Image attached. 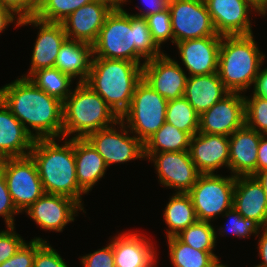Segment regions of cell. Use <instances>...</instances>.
<instances>
[{"label": "cell", "instance_id": "ba28073f", "mask_svg": "<svg viewBox=\"0 0 267 267\" xmlns=\"http://www.w3.org/2000/svg\"><path fill=\"white\" fill-rule=\"evenodd\" d=\"M235 178L232 175L200 174L187 193L199 221H213L233 207Z\"/></svg>", "mask_w": 267, "mask_h": 267}, {"label": "cell", "instance_id": "e0dca14e", "mask_svg": "<svg viewBox=\"0 0 267 267\" xmlns=\"http://www.w3.org/2000/svg\"><path fill=\"white\" fill-rule=\"evenodd\" d=\"M115 7L109 0H94L78 8L61 22L67 39L93 45Z\"/></svg>", "mask_w": 267, "mask_h": 267}, {"label": "cell", "instance_id": "7402d4cb", "mask_svg": "<svg viewBox=\"0 0 267 267\" xmlns=\"http://www.w3.org/2000/svg\"><path fill=\"white\" fill-rule=\"evenodd\" d=\"M110 242L115 267H156V250L143 234L136 231L119 233Z\"/></svg>", "mask_w": 267, "mask_h": 267}, {"label": "cell", "instance_id": "60d3db41", "mask_svg": "<svg viewBox=\"0 0 267 267\" xmlns=\"http://www.w3.org/2000/svg\"><path fill=\"white\" fill-rule=\"evenodd\" d=\"M19 213L20 212L17 210L12 201L5 177L0 171V216L4 218L7 227H12L15 225L14 216L15 214L17 215Z\"/></svg>", "mask_w": 267, "mask_h": 267}, {"label": "cell", "instance_id": "f546056e", "mask_svg": "<svg viewBox=\"0 0 267 267\" xmlns=\"http://www.w3.org/2000/svg\"><path fill=\"white\" fill-rule=\"evenodd\" d=\"M166 239L174 267H219L222 264L210 252L193 249L176 236Z\"/></svg>", "mask_w": 267, "mask_h": 267}, {"label": "cell", "instance_id": "484cf974", "mask_svg": "<svg viewBox=\"0 0 267 267\" xmlns=\"http://www.w3.org/2000/svg\"><path fill=\"white\" fill-rule=\"evenodd\" d=\"M229 91L224 87L218 72L208 75L188 76L184 97L200 116Z\"/></svg>", "mask_w": 267, "mask_h": 267}, {"label": "cell", "instance_id": "f1b7e54d", "mask_svg": "<svg viewBox=\"0 0 267 267\" xmlns=\"http://www.w3.org/2000/svg\"><path fill=\"white\" fill-rule=\"evenodd\" d=\"M191 135L165 122L144 143V153L189 151Z\"/></svg>", "mask_w": 267, "mask_h": 267}, {"label": "cell", "instance_id": "e575fe53", "mask_svg": "<svg viewBox=\"0 0 267 267\" xmlns=\"http://www.w3.org/2000/svg\"><path fill=\"white\" fill-rule=\"evenodd\" d=\"M245 98V125L262 135H267V97L254 93Z\"/></svg>", "mask_w": 267, "mask_h": 267}, {"label": "cell", "instance_id": "8992f818", "mask_svg": "<svg viewBox=\"0 0 267 267\" xmlns=\"http://www.w3.org/2000/svg\"><path fill=\"white\" fill-rule=\"evenodd\" d=\"M63 102L62 137L86 138L90 133L116 124L120 118L86 83H76Z\"/></svg>", "mask_w": 267, "mask_h": 267}, {"label": "cell", "instance_id": "7bdbcfd3", "mask_svg": "<svg viewBox=\"0 0 267 267\" xmlns=\"http://www.w3.org/2000/svg\"><path fill=\"white\" fill-rule=\"evenodd\" d=\"M0 4L24 19L36 15L39 0H0Z\"/></svg>", "mask_w": 267, "mask_h": 267}, {"label": "cell", "instance_id": "c3c4849f", "mask_svg": "<svg viewBox=\"0 0 267 267\" xmlns=\"http://www.w3.org/2000/svg\"><path fill=\"white\" fill-rule=\"evenodd\" d=\"M263 232L258 240V255L261 258V263L254 267H267V228H262Z\"/></svg>", "mask_w": 267, "mask_h": 267}, {"label": "cell", "instance_id": "ac0fdd59", "mask_svg": "<svg viewBox=\"0 0 267 267\" xmlns=\"http://www.w3.org/2000/svg\"><path fill=\"white\" fill-rule=\"evenodd\" d=\"M29 24L37 27L39 31L32 51L29 72L22 75L23 78H29L37 70L54 67L59 49L67 39L61 23L43 21L36 16L21 19L20 26Z\"/></svg>", "mask_w": 267, "mask_h": 267}, {"label": "cell", "instance_id": "cb8c5ba5", "mask_svg": "<svg viewBox=\"0 0 267 267\" xmlns=\"http://www.w3.org/2000/svg\"><path fill=\"white\" fill-rule=\"evenodd\" d=\"M34 140L0 99V160L29 156Z\"/></svg>", "mask_w": 267, "mask_h": 267}, {"label": "cell", "instance_id": "277c9868", "mask_svg": "<svg viewBox=\"0 0 267 267\" xmlns=\"http://www.w3.org/2000/svg\"><path fill=\"white\" fill-rule=\"evenodd\" d=\"M142 66L127 60L92 57L85 83L120 118L129 109L136 85L142 80Z\"/></svg>", "mask_w": 267, "mask_h": 267}, {"label": "cell", "instance_id": "3957f363", "mask_svg": "<svg viewBox=\"0 0 267 267\" xmlns=\"http://www.w3.org/2000/svg\"><path fill=\"white\" fill-rule=\"evenodd\" d=\"M35 139L30 156L35 161L45 193L74 199L83 209L82 196L78 186L74 155V139L61 137Z\"/></svg>", "mask_w": 267, "mask_h": 267}, {"label": "cell", "instance_id": "7dc6e473", "mask_svg": "<svg viewBox=\"0 0 267 267\" xmlns=\"http://www.w3.org/2000/svg\"><path fill=\"white\" fill-rule=\"evenodd\" d=\"M253 93L261 97H267V68L263 70L260 68L253 87Z\"/></svg>", "mask_w": 267, "mask_h": 267}, {"label": "cell", "instance_id": "4fadbf2b", "mask_svg": "<svg viewBox=\"0 0 267 267\" xmlns=\"http://www.w3.org/2000/svg\"><path fill=\"white\" fill-rule=\"evenodd\" d=\"M218 35H251V12L259 16L250 0H204ZM250 11V12H249ZM250 14V15H249Z\"/></svg>", "mask_w": 267, "mask_h": 267}, {"label": "cell", "instance_id": "7c38bea8", "mask_svg": "<svg viewBox=\"0 0 267 267\" xmlns=\"http://www.w3.org/2000/svg\"><path fill=\"white\" fill-rule=\"evenodd\" d=\"M144 157L154 164L160 184L176 193H188L200 176L189 151L144 153Z\"/></svg>", "mask_w": 267, "mask_h": 267}, {"label": "cell", "instance_id": "f5cc1de1", "mask_svg": "<svg viewBox=\"0 0 267 267\" xmlns=\"http://www.w3.org/2000/svg\"><path fill=\"white\" fill-rule=\"evenodd\" d=\"M253 4H255L258 8L262 4L263 0H250Z\"/></svg>", "mask_w": 267, "mask_h": 267}, {"label": "cell", "instance_id": "6da1fadb", "mask_svg": "<svg viewBox=\"0 0 267 267\" xmlns=\"http://www.w3.org/2000/svg\"><path fill=\"white\" fill-rule=\"evenodd\" d=\"M92 51L93 57L137 64H144L164 53L152 40L146 19L130 14L123 6H116L107 16ZM142 58L144 62L140 63Z\"/></svg>", "mask_w": 267, "mask_h": 267}, {"label": "cell", "instance_id": "74e56055", "mask_svg": "<svg viewBox=\"0 0 267 267\" xmlns=\"http://www.w3.org/2000/svg\"><path fill=\"white\" fill-rule=\"evenodd\" d=\"M33 267H68L60 254L49 242L35 239V257Z\"/></svg>", "mask_w": 267, "mask_h": 267}, {"label": "cell", "instance_id": "f907efd6", "mask_svg": "<svg viewBox=\"0 0 267 267\" xmlns=\"http://www.w3.org/2000/svg\"><path fill=\"white\" fill-rule=\"evenodd\" d=\"M259 16H266L267 15V0H263L262 4L258 8Z\"/></svg>", "mask_w": 267, "mask_h": 267}, {"label": "cell", "instance_id": "816d5d0a", "mask_svg": "<svg viewBox=\"0 0 267 267\" xmlns=\"http://www.w3.org/2000/svg\"><path fill=\"white\" fill-rule=\"evenodd\" d=\"M115 6H123L124 3L128 2V0H109Z\"/></svg>", "mask_w": 267, "mask_h": 267}, {"label": "cell", "instance_id": "d4e9b609", "mask_svg": "<svg viewBox=\"0 0 267 267\" xmlns=\"http://www.w3.org/2000/svg\"><path fill=\"white\" fill-rule=\"evenodd\" d=\"M74 155L78 186L88 194L105 176L108 166L86 138H74Z\"/></svg>", "mask_w": 267, "mask_h": 267}, {"label": "cell", "instance_id": "8d00e7d4", "mask_svg": "<svg viewBox=\"0 0 267 267\" xmlns=\"http://www.w3.org/2000/svg\"><path fill=\"white\" fill-rule=\"evenodd\" d=\"M145 19L150 29L152 40L160 49L161 45L169 40L174 44L171 13L168 7L161 12L146 16Z\"/></svg>", "mask_w": 267, "mask_h": 267}, {"label": "cell", "instance_id": "83f0119b", "mask_svg": "<svg viewBox=\"0 0 267 267\" xmlns=\"http://www.w3.org/2000/svg\"><path fill=\"white\" fill-rule=\"evenodd\" d=\"M163 211L164 221L168 226L166 238L177 236L181 231L195 223V209L187 193H173Z\"/></svg>", "mask_w": 267, "mask_h": 267}, {"label": "cell", "instance_id": "bcb514c9", "mask_svg": "<svg viewBox=\"0 0 267 267\" xmlns=\"http://www.w3.org/2000/svg\"><path fill=\"white\" fill-rule=\"evenodd\" d=\"M267 169V135H261L258 147L257 172Z\"/></svg>", "mask_w": 267, "mask_h": 267}, {"label": "cell", "instance_id": "603a6c76", "mask_svg": "<svg viewBox=\"0 0 267 267\" xmlns=\"http://www.w3.org/2000/svg\"><path fill=\"white\" fill-rule=\"evenodd\" d=\"M233 208L242 217L253 219L263 228H267L266 195L254 176L235 178Z\"/></svg>", "mask_w": 267, "mask_h": 267}, {"label": "cell", "instance_id": "681fc988", "mask_svg": "<svg viewBox=\"0 0 267 267\" xmlns=\"http://www.w3.org/2000/svg\"><path fill=\"white\" fill-rule=\"evenodd\" d=\"M254 178L262 185L267 199V169L257 172Z\"/></svg>", "mask_w": 267, "mask_h": 267}, {"label": "cell", "instance_id": "2e32d148", "mask_svg": "<svg viewBox=\"0 0 267 267\" xmlns=\"http://www.w3.org/2000/svg\"><path fill=\"white\" fill-rule=\"evenodd\" d=\"M78 211L85 210L74 200L65 196L44 193L26 211L27 215L45 231L63 232L74 222Z\"/></svg>", "mask_w": 267, "mask_h": 267}, {"label": "cell", "instance_id": "ee69618b", "mask_svg": "<svg viewBox=\"0 0 267 267\" xmlns=\"http://www.w3.org/2000/svg\"><path fill=\"white\" fill-rule=\"evenodd\" d=\"M142 1H143V4L145 3L147 5L146 6L147 11L137 6L136 8L140 11V13H136V14L133 13L132 15L145 18L148 15L161 12L167 7V3H168V0H142Z\"/></svg>", "mask_w": 267, "mask_h": 267}, {"label": "cell", "instance_id": "d590c367", "mask_svg": "<svg viewBox=\"0 0 267 267\" xmlns=\"http://www.w3.org/2000/svg\"><path fill=\"white\" fill-rule=\"evenodd\" d=\"M222 217H228V219H230L228 220V224L224 225L226 230L223 229V226H220V228L218 229V234L222 236L225 233L226 236L227 233L231 232L233 236H236V238L238 237L241 239H248L252 234L256 235L257 238L262 231L261 228H263L255 220L242 217L233 207L230 210L226 211V213Z\"/></svg>", "mask_w": 267, "mask_h": 267}, {"label": "cell", "instance_id": "db71d44e", "mask_svg": "<svg viewBox=\"0 0 267 267\" xmlns=\"http://www.w3.org/2000/svg\"><path fill=\"white\" fill-rule=\"evenodd\" d=\"M219 267H228V265L221 264Z\"/></svg>", "mask_w": 267, "mask_h": 267}, {"label": "cell", "instance_id": "b9f144b4", "mask_svg": "<svg viewBox=\"0 0 267 267\" xmlns=\"http://www.w3.org/2000/svg\"><path fill=\"white\" fill-rule=\"evenodd\" d=\"M83 267H115L112 243L93 253L80 257Z\"/></svg>", "mask_w": 267, "mask_h": 267}, {"label": "cell", "instance_id": "52a82bcc", "mask_svg": "<svg viewBox=\"0 0 267 267\" xmlns=\"http://www.w3.org/2000/svg\"><path fill=\"white\" fill-rule=\"evenodd\" d=\"M167 103L142 79L136 85L129 109L120 120L144 144L166 122Z\"/></svg>", "mask_w": 267, "mask_h": 267}, {"label": "cell", "instance_id": "9c48e42d", "mask_svg": "<svg viewBox=\"0 0 267 267\" xmlns=\"http://www.w3.org/2000/svg\"><path fill=\"white\" fill-rule=\"evenodd\" d=\"M0 171L20 213L26 211L45 193L36 163L30 155L0 160Z\"/></svg>", "mask_w": 267, "mask_h": 267}, {"label": "cell", "instance_id": "d6986e66", "mask_svg": "<svg viewBox=\"0 0 267 267\" xmlns=\"http://www.w3.org/2000/svg\"><path fill=\"white\" fill-rule=\"evenodd\" d=\"M222 36H208L175 43L189 76L218 72Z\"/></svg>", "mask_w": 267, "mask_h": 267}, {"label": "cell", "instance_id": "f35d334b", "mask_svg": "<svg viewBox=\"0 0 267 267\" xmlns=\"http://www.w3.org/2000/svg\"><path fill=\"white\" fill-rule=\"evenodd\" d=\"M0 231V264L11 258L26 242L15 231V226Z\"/></svg>", "mask_w": 267, "mask_h": 267}, {"label": "cell", "instance_id": "5bb4252c", "mask_svg": "<svg viewBox=\"0 0 267 267\" xmlns=\"http://www.w3.org/2000/svg\"><path fill=\"white\" fill-rule=\"evenodd\" d=\"M243 93L229 92L199 116L200 133L230 136L245 124Z\"/></svg>", "mask_w": 267, "mask_h": 267}, {"label": "cell", "instance_id": "1f68e13d", "mask_svg": "<svg viewBox=\"0 0 267 267\" xmlns=\"http://www.w3.org/2000/svg\"><path fill=\"white\" fill-rule=\"evenodd\" d=\"M217 233L218 231L211 222L197 220L176 237L193 249L210 252L221 263L219 257L213 252L217 242Z\"/></svg>", "mask_w": 267, "mask_h": 267}, {"label": "cell", "instance_id": "ffe728a7", "mask_svg": "<svg viewBox=\"0 0 267 267\" xmlns=\"http://www.w3.org/2000/svg\"><path fill=\"white\" fill-rule=\"evenodd\" d=\"M190 156L200 174H215L221 167L229 169V137L197 132L191 137Z\"/></svg>", "mask_w": 267, "mask_h": 267}, {"label": "cell", "instance_id": "836d02e7", "mask_svg": "<svg viewBox=\"0 0 267 267\" xmlns=\"http://www.w3.org/2000/svg\"><path fill=\"white\" fill-rule=\"evenodd\" d=\"M94 0H39L36 17L47 22H63L78 8Z\"/></svg>", "mask_w": 267, "mask_h": 267}, {"label": "cell", "instance_id": "9a60e30c", "mask_svg": "<svg viewBox=\"0 0 267 267\" xmlns=\"http://www.w3.org/2000/svg\"><path fill=\"white\" fill-rule=\"evenodd\" d=\"M187 78L178 61L166 53L146 61L142 66V79L167 101L184 96Z\"/></svg>", "mask_w": 267, "mask_h": 267}, {"label": "cell", "instance_id": "44dd1931", "mask_svg": "<svg viewBox=\"0 0 267 267\" xmlns=\"http://www.w3.org/2000/svg\"><path fill=\"white\" fill-rule=\"evenodd\" d=\"M261 135L244 124L229 136V170L232 176H254L257 173Z\"/></svg>", "mask_w": 267, "mask_h": 267}, {"label": "cell", "instance_id": "30bf717a", "mask_svg": "<svg viewBox=\"0 0 267 267\" xmlns=\"http://www.w3.org/2000/svg\"><path fill=\"white\" fill-rule=\"evenodd\" d=\"M119 125L116 129L115 126ZM120 128V130H119ZM119 120L111 127L90 133L86 139L104 159L106 165L145 159L144 144Z\"/></svg>", "mask_w": 267, "mask_h": 267}, {"label": "cell", "instance_id": "7a4b0ae2", "mask_svg": "<svg viewBox=\"0 0 267 267\" xmlns=\"http://www.w3.org/2000/svg\"><path fill=\"white\" fill-rule=\"evenodd\" d=\"M0 99L33 139L61 138L63 102L39 89L29 78L20 77L0 87Z\"/></svg>", "mask_w": 267, "mask_h": 267}, {"label": "cell", "instance_id": "8fae6325", "mask_svg": "<svg viewBox=\"0 0 267 267\" xmlns=\"http://www.w3.org/2000/svg\"><path fill=\"white\" fill-rule=\"evenodd\" d=\"M174 44L217 34L204 0H168Z\"/></svg>", "mask_w": 267, "mask_h": 267}, {"label": "cell", "instance_id": "4dcf8cb0", "mask_svg": "<svg viewBox=\"0 0 267 267\" xmlns=\"http://www.w3.org/2000/svg\"><path fill=\"white\" fill-rule=\"evenodd\" d=\"M29 79L39 89L45 91L50 96L57 98L61 102H64L71 94L72 89L70 88V85L74 80L56 67L37 70L29 77Z\"/></svg>", "mask_w": 267, "mask_h": 267}, {"label": "cell", "instance_id": "5b68a950", "mask_svg": "<svg viewBox=\"0 0 267 267\" xmlns=\"http://www.w3.org/2000/svg\"><path fill=\"white\" fill-rule=\"evenodd\" d=\"M254 35L222 36L218 74L229 92L245 94L255 84L265 59Z\"/></svg>", "mask_w": 267, "mask_h": 267}, {"label": "cell", "instance_id": "ab89813d", "mask_svg": "<svg viewBox=\"0 0 267 267\" xmlns=\"http://www.w3.org/2000/svg\"><path fill=\"white\" fill-rule=\"evenodd\" d=\"M35 239L48 242L40 237H34L25 242L11 258L0 264V267H33L35 257Z\"/></svg>", "mask_w": 267, "mask_h": 267}, {"label": "cell", "instance_id": "f6af8a7d", "mask_svg": "<svg viewBox=\"0 0 267 267\" xmlns=\"http://www.w3.org/2000/svg\"><path fill=\"white\" fill-rule=\"evenodd\" d=\"M15 22V27H19L21 23V18H19L13 11H10L8 8L0 4V33L5 31V29L8 28L10 23L14 24Z\"/></svg>", "mask_w": 267, "mask_h": 267}, {"label": "cell", "instance_id": "d6a6232c", "mask_svg": "<svg viewBox=\"0 0 267 267\" xmlns=\"http://www.w3.org/2000/svg\"><path fill=\"white\" fill-rule=\"evenodd\" d=\"M166 122L191 136L199 130V115L184 96L168 101Z\"/></svg>", "mask_w": 267, "mask_h": 267}, {"label": "cell", "instance_id": "4316f807", "mask_svg": "<svg viewBox=\"0 0 267 267\" xmlns=\"http://www.w3.org/2000/svg\"><path fill=\"white\" fill-rule=\"evenodd\" d=\"M93 57L92 45L66 39L61 45L54 67L77 83H85L88 78Z\"/></svg>", "mask_w": 267, "mask_h": 267}]
</instances>
